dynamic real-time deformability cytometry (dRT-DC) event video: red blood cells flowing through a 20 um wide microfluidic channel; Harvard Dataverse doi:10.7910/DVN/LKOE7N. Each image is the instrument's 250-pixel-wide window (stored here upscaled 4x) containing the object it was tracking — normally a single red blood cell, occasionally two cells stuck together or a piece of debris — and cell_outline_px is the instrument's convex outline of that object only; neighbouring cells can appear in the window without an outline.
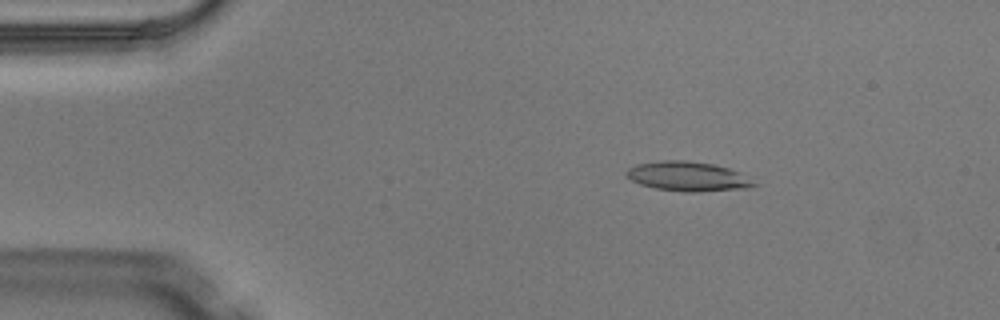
{"species": "Egyptian fruit bat (a non-hibernating species)", "species_latin": "Rousettus aegyptiacus", "temperature_condition": "warm", "stored_images_in_passage": 4, "camera_frame_rate_fps": 3000, "um_per_image_px": 0.085, "animal": {"sex": "male"}, "frame": {"image": 1, "passage_image": 1, "time_ms": 0.0, "image_size_px": [1000, 320], "cell_outline_px": [[760, 184], [748, 188], [696, 192], [684, 192], [656, 188], [640, 184], [632, 180], [624, 172], [628, 168], [636, 164], [664, 160], [684, 160], [712, 164], [728, 168], [740, 172]], "centroid_in_image_um": [58.5, 15.0], "position_along_channel_um": 26.5, "area_um2": 21.96}}
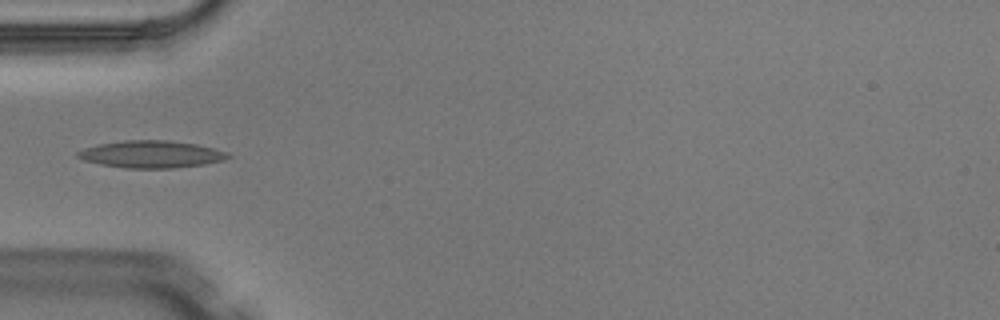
{"frame": {"image": 2, "passage_image": 3, "time_ms": 0.667, "image_size_px": [1000, 320], "cell_outline_px": [[232, 156], [220, 160], [204, 164], [172, 168], [124, 168], [100, 164], [84, 160], [76, 156], [76, 152], [84, 148], [100, 144], [124, 140], [168, 140], [196, 144], [228, 152]], "centroid_in_image_um": [12.83, 13.11], "position_along_channel_um": 72.2, "area_um2": 23.64}}